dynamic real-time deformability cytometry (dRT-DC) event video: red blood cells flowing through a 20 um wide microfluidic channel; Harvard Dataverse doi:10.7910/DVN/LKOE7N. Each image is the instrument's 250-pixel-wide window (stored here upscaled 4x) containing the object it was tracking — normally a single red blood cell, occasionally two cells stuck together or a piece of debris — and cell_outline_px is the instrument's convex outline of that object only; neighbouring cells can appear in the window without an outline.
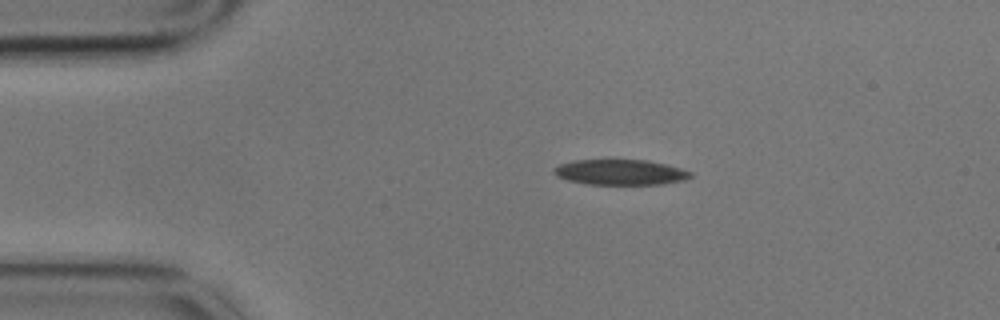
{"species": "common noctule bat (a hibernating species)", "species_latin": "Nyctalus noctula", "temperature_condition": "cold", "stored_images_in_passage": 4, "camera_frame_rate_fps": 3000, "um_per_image_px": 0.085, "animal": {"sex": "male", "body_mass_g": 17.9}, "frame": {"image": 1, "passage_image": 2, "time_ms": 0.333, "image_size_px": [1000, 320], "cell_outline_px": [[692, 176], [684, 180], [660, 184], [588, 184], [568, 180], [556, 176], [552, 172], [552, 168], [560, 164], [576, 160], [648, 160], [680, 168], [692, 172]], "centroid_in_image_um": [52.7, 14.64], "position_along_channel_um": 32.3, "area_um2": 20.11}}